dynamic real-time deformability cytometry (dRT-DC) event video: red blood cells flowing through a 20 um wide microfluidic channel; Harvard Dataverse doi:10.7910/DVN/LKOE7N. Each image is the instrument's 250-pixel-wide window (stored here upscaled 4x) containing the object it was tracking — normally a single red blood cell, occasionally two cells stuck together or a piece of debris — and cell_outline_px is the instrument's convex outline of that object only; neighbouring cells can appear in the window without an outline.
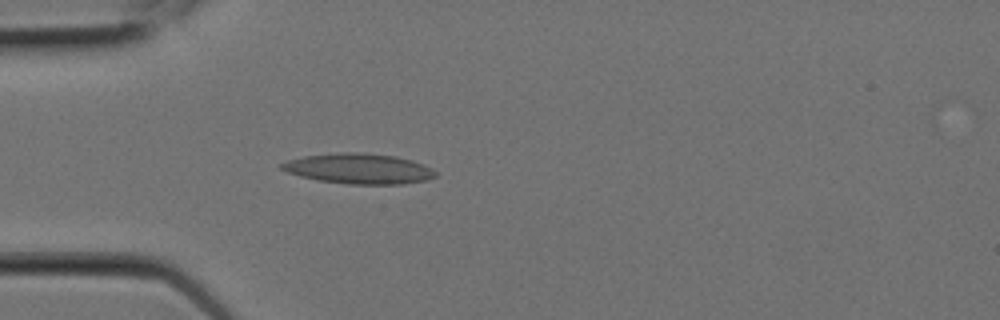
{"species": "Egyptian fruit bat (a non-hibernating species)", "species_latin": "Rousettus aegyptiacus", "temperature_condition": "room temperature", "stored_images_in_passage": 3, "camera_frame_rate_fps": 3000, "um_per_image_px": 0.085, "animal": {"sex": "female"}, "frame": {"image": 1, "passage_image": 3, "time_ms": 0.667, "image_size_px": [1000, 320], "cell_outline_px": [[436, 176], [428, 180], [404, 184], [348, 184], [316, 180], [300, 176], [288, 172], [280, 168], [280, 164], [288, 160], [304, 156], [340, 152], [360, 152], [396, 156], [412, 160], [424, 164], [432, 168], [436, 172]], "centroid_in_image_um": [30.53, 14.34], "position_along_channel_um": 54.5, "area_um2": 27.34}}